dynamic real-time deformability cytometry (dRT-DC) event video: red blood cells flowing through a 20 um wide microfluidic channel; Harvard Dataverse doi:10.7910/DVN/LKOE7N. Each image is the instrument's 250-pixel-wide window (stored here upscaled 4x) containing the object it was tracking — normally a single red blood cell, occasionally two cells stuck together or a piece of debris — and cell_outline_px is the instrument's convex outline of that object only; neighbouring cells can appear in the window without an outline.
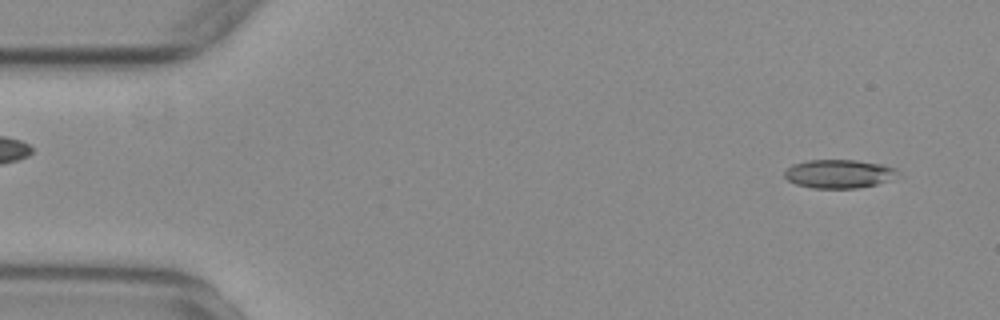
{"species": "common noctule bat (a hibernating species)", "species_latin": "Nyctalus noctula", "temperature_condition": "warm", "stored_images_in_passage": 52, "camera_frame_rate_fps": 3000, "um_per_image_px": 0.085, "animal": {"sex": "female", "body_mass_g": 29.2, "forearm_length_mm": 56.3}, "frame": {"image": 1, "passage_image": 1, "time_ms": 0.0, "image_size_px": [1000, 320], "cell_outline_px": [[896, 172], [888, 180], [876, 184], [856, 188], [812, 188], [796, 184], [788, 180], [784, 176], [784, 172], [792, 164], [808, 160], [856, 160], [884, 164], [896, 168]], "centroid_in_image_um": [71.26, 14.76], "position_along_channel_um": 13.7, "area_um2": 18.67}}
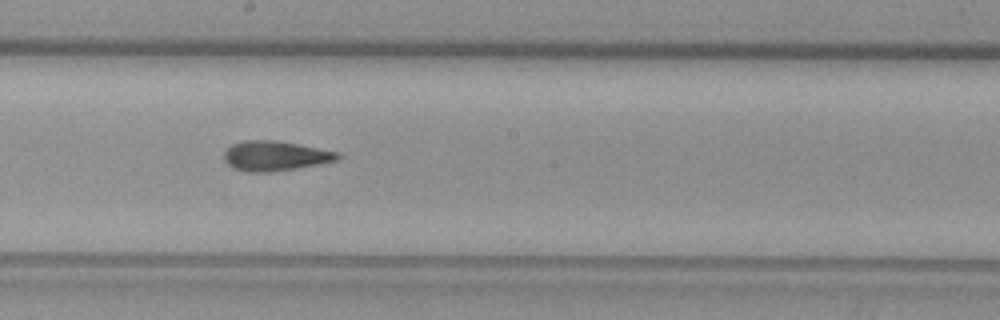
{"frame": {"image": 2, "passage_image": 27, "time_ms": 8.667, "image_size_px": [1000, 320], "cell_outline_px": [[344, 156], [340, 160], [320, 164], [296, 168], [268, 172], [248, 172], [232, 168], [224, 160], [224, 152], [232, 144], [244, 140], [276, 140], [340, 152]], "centroid_in_image_um": [23.43, 13.25], "position_along_channel_um": 224.8, "area_um2": 19.94}}
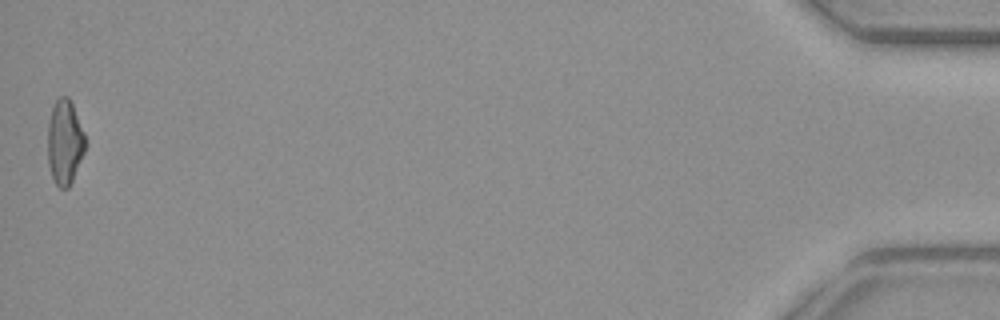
{"frame": {"image": 3, "passage_image": 52, "time_ms": 17.0, "image_size_px": [1000, 320], "cell_outline_px": [[84, 152], [72, 180], [68, 188], [60, 188], [56, 184], [52, 176], [48, 164], [48, 120], [52, 108], [56, 100], [60, 96], [68, 96], [72, 104], [84, 132]], "centroid_in_image_um": [5.48, 12.07], "position_along_channel_um": 429.7, "area_um2": 18.26}, "authors_computed_cell_mechanics": {"area_um2": 19.3052, "velocity_mm_per_s": 3.719, "shape_relaxation_time_tau1_ms": null, "shape_relaxation_time_tau2_ms": 3.2275, "deformation_change_tau1": null, "deformation_change_tau2": 0.127}}